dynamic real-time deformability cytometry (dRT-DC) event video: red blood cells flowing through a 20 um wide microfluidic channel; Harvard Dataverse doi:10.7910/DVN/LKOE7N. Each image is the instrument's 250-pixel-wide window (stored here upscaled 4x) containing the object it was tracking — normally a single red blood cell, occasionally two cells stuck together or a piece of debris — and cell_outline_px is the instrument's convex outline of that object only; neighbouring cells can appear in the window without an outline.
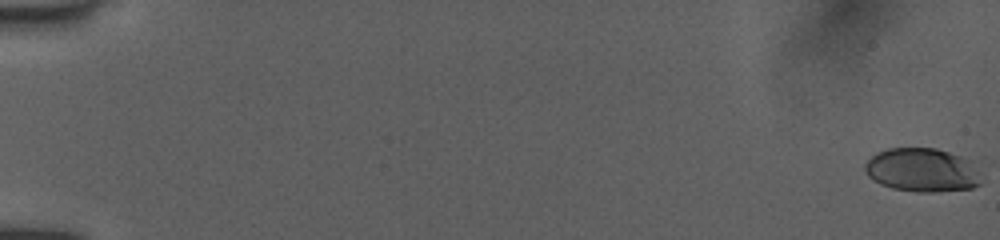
{"species": "human", "species_latin": "Homo sapiens", "temperature_condition": "room temperature", "stored_images_in_passage": 11, "camera_frame_rate_fps": 3000, "um_per_image_px": 0.085, "donor": {"sex": "female"}, "frame": {"image": 1, "passage_image": 1, "time_ms": 0.0, "image_size_px": [1000, 240], "cell_outline_px": [[980, 184], [972, 188], [932, 192], [916, 192], [892, 188], [880, 184], [868, 176], [864, 168], [864, 164], [872, 156], [888, 148], [936, 148], [972, 160]], "centroid_in_image_um": [78.35, 14.45], "position_along_channel_um": 6.7, "area_um2": 29.36}}
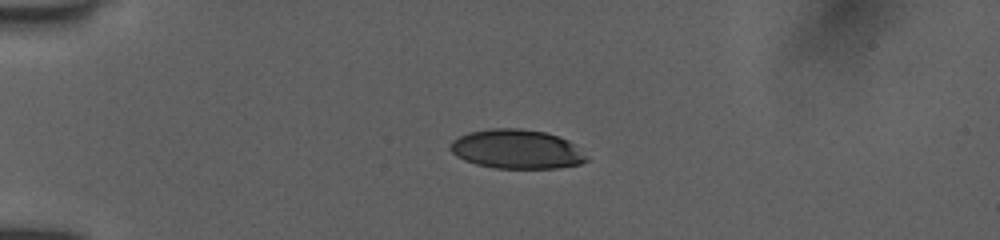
{"frame": {"image": 2, "passage_image": 7, "time_ms": 4.667, "image_size_px": [1000, 240], "cell_outline_px": [[588, 160], [580, 164], [556, 168], [496, 168], [476, 164], [464, 160], [456, 156], [448, 148], [448, 144], [452, 140], [468, 132], [488, 128], [520, 128], [544, 132], [560, 136], [576, 144], [588, 156]], "centroid_in_image_um": [43.92, 12.67], "position_along_channel_um": 41.1, "area_um2": 31.5}}
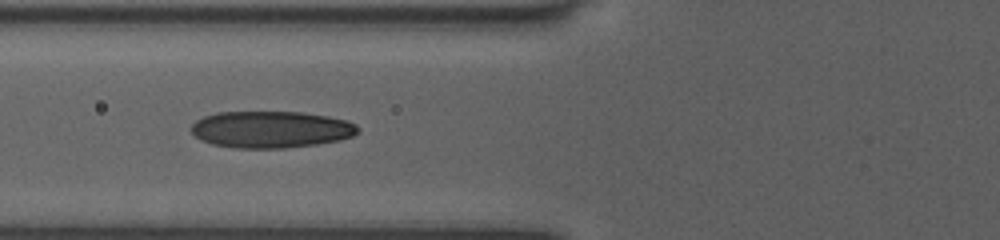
{"frame": {"image": 3, "passage_image": 10, "time_ms": 7.333, "image_size_px": [1000, 240], "cell_outline_px": [[360, 132], [352, 136], [340, 140], [316, 144], [284, 148], [236, 148], [212, 144], [200, 140], [192, 132], [192, 124], [196, 120], [204, 116], [216, 112], [300, 112], [328, 116], [348, 120], [356, 124], [360, 128]], "centroid_in_image_um": [23.06, 11.0], "position_along_channel_um": 102.7, "area_um2": 35.89}}